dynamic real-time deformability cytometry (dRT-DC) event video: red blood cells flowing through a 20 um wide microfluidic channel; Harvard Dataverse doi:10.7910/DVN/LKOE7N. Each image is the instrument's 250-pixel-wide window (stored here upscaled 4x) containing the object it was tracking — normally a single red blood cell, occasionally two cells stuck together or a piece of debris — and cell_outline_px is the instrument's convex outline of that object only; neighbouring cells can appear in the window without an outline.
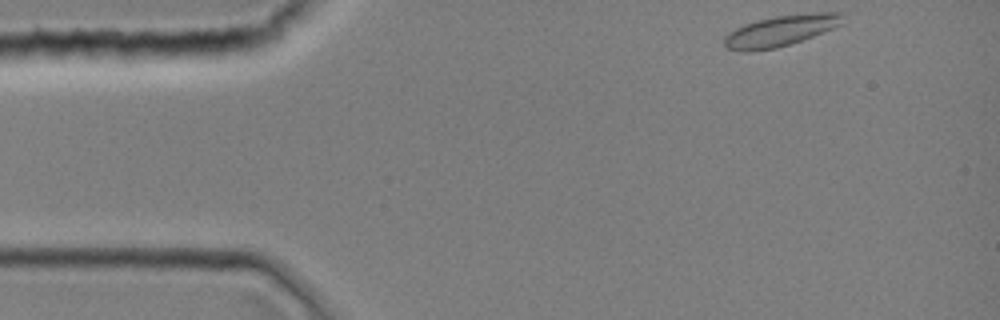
{"species": "common noctule bat (a hibernating species)", "species_latin": "Nyctalus noctula", "temperature_condition": "room temperature", "stored_images_in_passage": 7, "camera_frame_rate_fps": 3000, "um_per_image_px": 0.085, "animal": {"sex": "female", "body_mass_g": 19.0, "forearm_length_mm": 51.5}, "frame": {"image": 1, "passage_image": 1, "time_ms": 0.0, "image_size_px": [1000, 320], "cell_outline_px": [[844, 12], [840, 24], [832, 28], [812, 36], [776, 48], [748, 52], [740, 52], [728, 48], [724, 44], [724, 36], [728, 32], [744, 24], [756, 20], [776, 16], [816, 12]], "centroid_in_image_um": [66.29, 2.61], "position_along_channel_um": 18.7, "area_um2": 21.15}}